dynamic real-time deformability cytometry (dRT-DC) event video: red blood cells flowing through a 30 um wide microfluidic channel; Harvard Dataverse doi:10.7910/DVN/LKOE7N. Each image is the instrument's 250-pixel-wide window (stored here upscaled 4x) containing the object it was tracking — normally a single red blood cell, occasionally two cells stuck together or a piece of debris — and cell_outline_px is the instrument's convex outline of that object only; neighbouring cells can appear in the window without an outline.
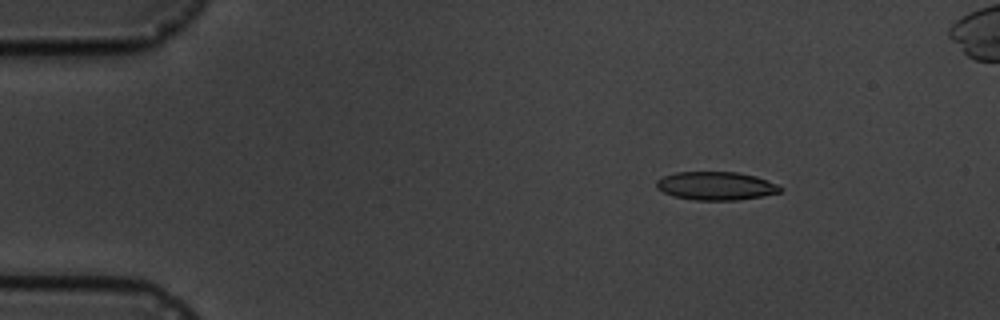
{"species": "common noctule bat (a hibernating species)", "species_latin": "Nyctalus noctula", "temperature_condition": "cold", "stored_images_in_passage": 8, "camera_frame_rate_fps": 3000, "um_per_image_px": 0.085, "animal": {"sex": "male", "body_mass_g": 19.5, "forearm_length_mm": 54.6}, "frame": {"image": 1, "passage_image": 2, "time_ms": 1.333, "image_size_px": [1000, 320], "cell_outline_px": [[784, 188], [780, 192], [760, 196], [736, 200], [692, 200], [672, 196], [656, 188], [656, 180], [664, 176], [676, 172], [736, 172], [756, 176], [776, 184]], "centroid_in_image_um": [60.82, 15.8], "position_along_channel_um": 24.2, "area_um2": 20.4}}
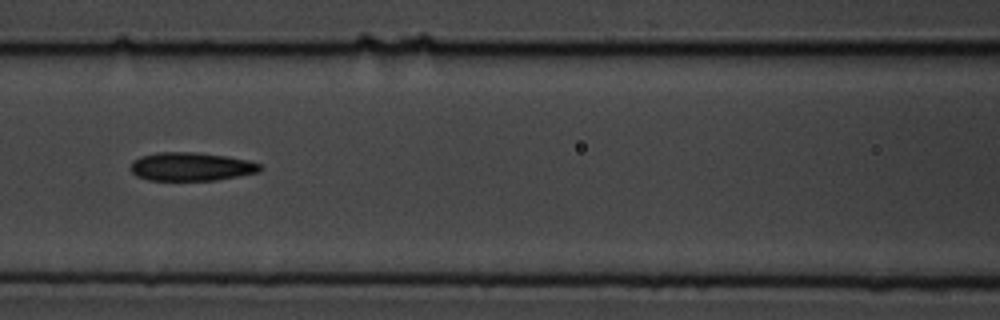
{"frame": {"image": 2, "passage_image": 6, "time_ms": 7.0, "image_size_px": [1000, 320], "cell_outline_px": [[264, 168], [260, 172], [216, 180], [148, 180], [136, 176], [128, 168], [132, 160], [140, 156], [156, 152], [196, 152], [228, 156], [248, 160], [260, 164]], "centroid_in_image_um": [16.23, 14.16], "position_along_channel_um": 150.4, "area_um2": 21.79}}
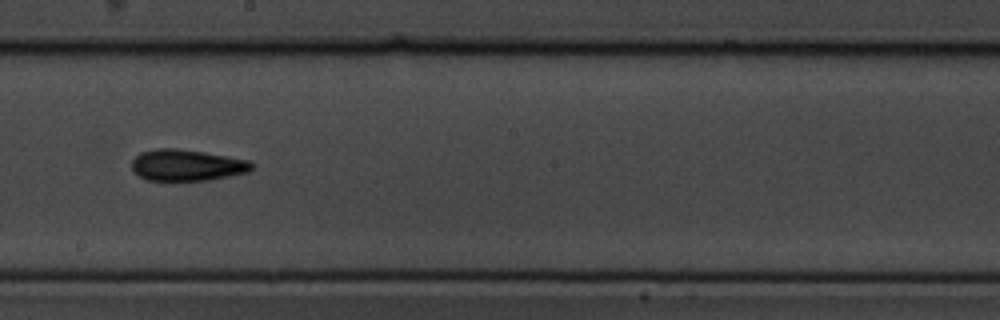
{"frame": {"image": 3, "passage_image": 8, "time_ms": 9.333, "image_size_px": [1000, 320], "cell_outline_px": [[256, 164], [248, 172], [208, 180], [148, 180], [140, 176], [132, 168], [132, 160], [140, 152], [156, 148], [176, 148], [204, 152], [228, 156], [248, 160]], "centroid_in_image_um": [15.9, 14.03], "position_along_channel_um": 232.3, "area_um2": 21.85}}